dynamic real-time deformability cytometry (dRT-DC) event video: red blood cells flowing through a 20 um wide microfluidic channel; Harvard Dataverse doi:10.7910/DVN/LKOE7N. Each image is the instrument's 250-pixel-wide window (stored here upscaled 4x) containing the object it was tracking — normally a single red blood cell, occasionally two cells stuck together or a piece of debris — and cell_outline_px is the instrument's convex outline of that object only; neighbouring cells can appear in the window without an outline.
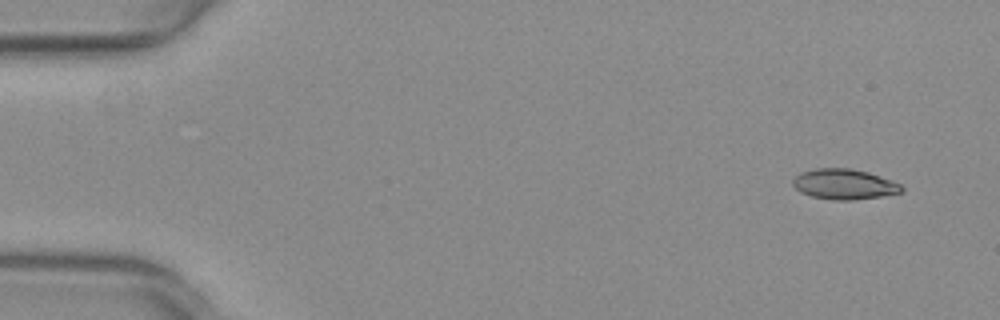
{"species": "common noctule bat (a hibernating species)", "species_latin": "Nyctalus noctula", "temperature_condition": "warm", "stored_images_in_passage": 41, "camera_frame_rate_fps": 3000, "um_per_image_px": 0.085, "animal": {"sex": "female", "body_mass_g": 29.2, "forearm_length_mm": 56.3}, "frame": {"image": 1, "passage_image": 1, "time_ms": 0.0, "image_size_px": [1000, 320], "cell_outline_px": [[904, 192], [880, 196], [852, 200], [832, 200], [812, 196], [800, 192], [792, 184], [792, 180], [800, 172], [816, 168], [852, 168], [868, 172], [892, 180], [900, 184], [904, 188]], "centroid_in_image_um": [71.76, 15.65], "position_along_channel_um": 13.2, "area_um2": 19.31}}
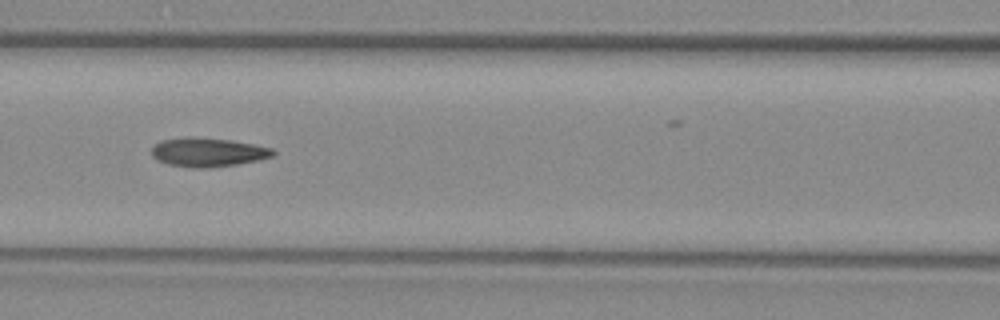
{"frame": {"image": 2, "passage_image": 21, "time_ms": 6.667, "image_size_px": [1000, 320], "cell_outline_px": [[276, 152], [272, 156], [260, 160], [236, 164], [208, 168], [192, 168], [168, 164], [152, 156], [152, 144], [160, 140], [184, 136], [192, 136], [232, 140], [272, 148]], "centroid_in_image_um": [17.64, 12.92], "position_along_channel_um": 149.0, "area_um2": 20.69}}
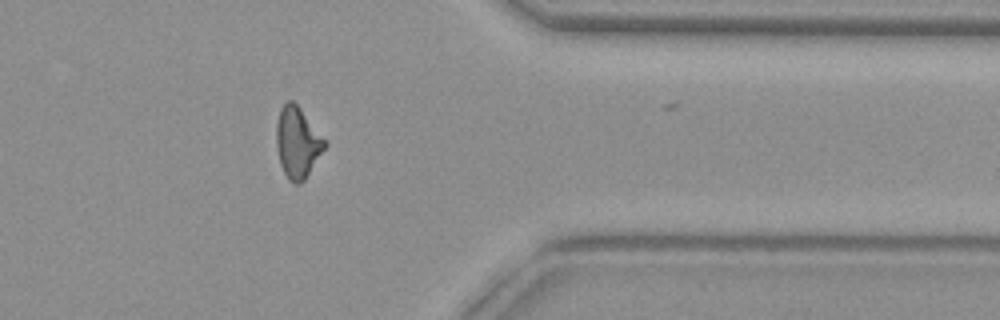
{"frame": {"image": 3, "passage_image": 40, "time_ms": 13.0, "image_size_px": [1000, 320], "cell_outline_px": [[328, 144], [304, 180], [300, 184], [292, 184], [288, 180], [280, 164], [276, 148], [276, 124], [280, 108], [288, 100], [292, 100], [300, 108]], "centroid_in_image_um": [25.26, 12.13], "position_along_channel_um": 386.1, "area_um2": 19.94}, "authors_computed_cell_mechanics": {"area_um2": 19.9988, "velocity_mm_per_s": 3.9835, "shape_relaxation_time_tau1_ms": null, "shape_relaxation_time_tau2_ms": 2.4869, "deformation_change_tau1": null, "deformation_change_tau2": 0.0967}}